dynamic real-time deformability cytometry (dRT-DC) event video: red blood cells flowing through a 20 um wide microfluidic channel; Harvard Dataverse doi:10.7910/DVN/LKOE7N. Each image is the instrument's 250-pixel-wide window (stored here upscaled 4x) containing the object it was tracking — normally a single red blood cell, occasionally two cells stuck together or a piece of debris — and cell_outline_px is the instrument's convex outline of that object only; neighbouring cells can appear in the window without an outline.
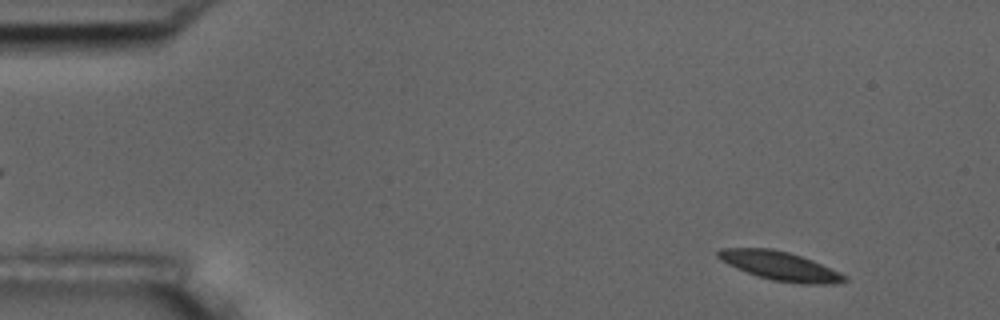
{"species": "common noctule bat (a hibernating species)", "species_latin": "Nyctalus noctula", "temperature_condition": "room temperature", "stored_images_in_passage": 55, "camera_frame_rate_fps": 3000, "um_per_image_px": 0.085, "animal": {"sex": "male", "body_mass_g": 17.5, "forearm_length_mm": 52.3}, "frame": {"image": 1, "passage_image": 4, "time_ms": 1.0, "image_size_px": [1000, 320], "cell_outline_px": [[848, 280], [836, 284], [800, 284], [772, 280], [748, 272], [728, 264], [720, 260], [716, 256], [716, 252], [720, 248], [772, 248], [788, 252], [812, 260], [840, 272], [848, 276]], "centroid_in_image_um": [66.33, 22.61], "position_along_channel_um": 18.7, "area_um2": 21.21}}
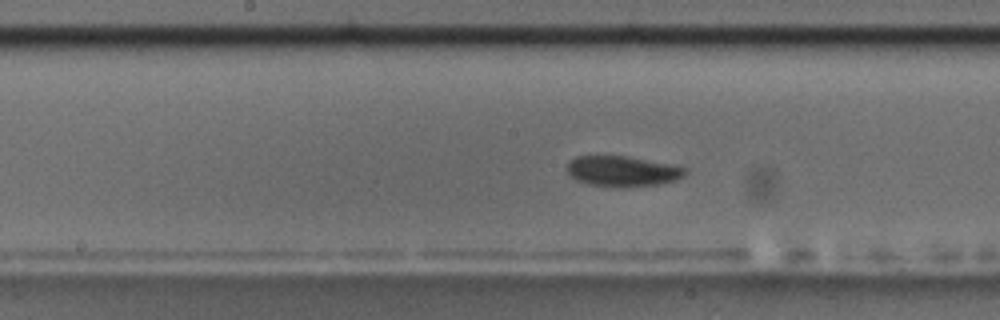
{"frame": {"image": 2, "passage_image": 27, "time_ms": 8.667, "image_size_px": [1000, 320], "cell_outline_px": [[688, 172], [684, 176], [676, 180], [660, 184], [624, 188], [616, 188], [588, 184], [576, 180], [564, 168], [568, 160], [576, 156], [628, 156], [688, 168]], "centroid_in_image_um": [52.88, 14.56], "position_along_channel_um": 195.3, "area_um2": 21.39}}
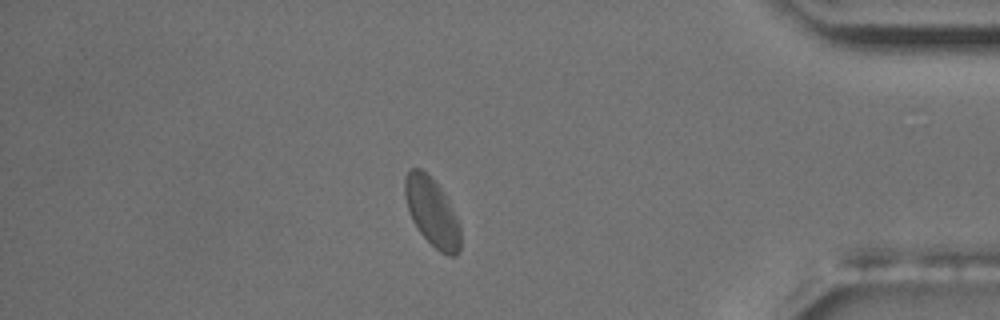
{"frame": {"image": 3, "passage_image": 47, "time_ms": 15.333, "image_size_px": [1000, 320], "cell_outline_px": [[460, 252], [456, 256], [448, 256], [440, 252], [420, 232], [412, 220], [404, 196], [404, 176], [412, 168], [420, 168], [444, 192], [460, 224]], "centroid_in_image_um": [36.73, 18.05], "position_along_channel_um": 398.5, "area_um2": 21.96}, "authors_computed_cell_mechanics": {"area_um2": 21.3282, "velocity_mm_per_s": 3.5695, "shape_relaxation_time_tau1_ms": 10.475, "shape_relaxation_time_tau2_ms": null, "deformation_change_tau1": 0.2494, "deformation_change_tau2": null}}